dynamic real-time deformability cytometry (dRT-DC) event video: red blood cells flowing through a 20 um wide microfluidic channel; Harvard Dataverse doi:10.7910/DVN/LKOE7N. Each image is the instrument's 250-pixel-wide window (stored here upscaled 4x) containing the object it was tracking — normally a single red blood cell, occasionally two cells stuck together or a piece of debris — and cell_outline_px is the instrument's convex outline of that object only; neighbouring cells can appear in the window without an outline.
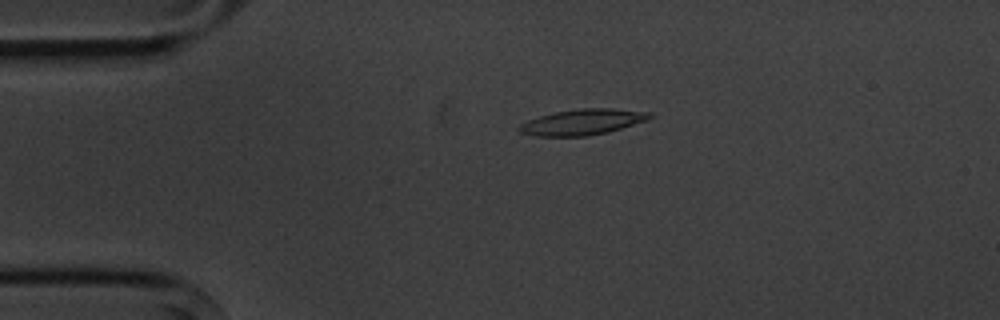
{"species": "common noctule bat (a hibernating species)", "species_latin": "Nyctalus noctula", "temperature_condition": "cold", "stored_images_in_passage": 2, "camera_frame_rate_fps": 3000, "um_per_image_px": 0.085, "animal": {"sex": "male", "body_mass_g": 20.1, "forearm_length_mm": 53.5}, "frame": {"image": 1, "passage_image": 1, "time_ms": 0.0, "image_size_px": [1000, 320], "cell_outline_px": [[652, 116], [648, 120], [608, 132], [588, 136], [536, 136], [520, 132], [516, 128], [520, 124], [528, 120], [540, 116], [556, 112], [580, 108], [612, 108], [652, 112]], "centroid_in_image_um": [49.53, 10.37], "position_along_channel_um": 35.5, "area_um2": 19.59}}